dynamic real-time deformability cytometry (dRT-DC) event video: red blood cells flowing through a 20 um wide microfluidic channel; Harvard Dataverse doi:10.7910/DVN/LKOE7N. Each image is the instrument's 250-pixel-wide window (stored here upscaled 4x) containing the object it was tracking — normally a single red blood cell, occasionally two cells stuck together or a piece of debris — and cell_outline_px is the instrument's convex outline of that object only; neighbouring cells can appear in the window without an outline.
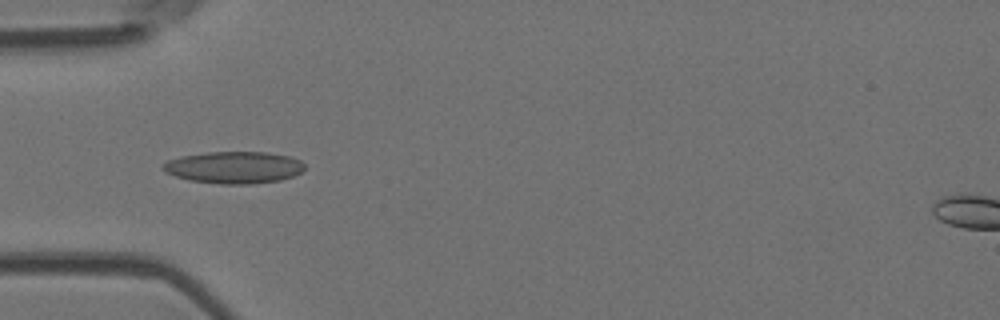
{"species": "Egyptian fruit bat (a non-hibernating species)", "species_latin": "Rousettus aegyptiacus", "temperature_condition": "room temperature", "stored_images_in_passage": 8, "camera_frame_rate_fps": 3000, "um_per_image_px": 0.085, "animal": {"sex": "female"}, "frame": {"image": 1, "passage_image": 5, "time_ms": 4.667, "image_size_px": [1000, 320], "cell_outline_px": [[304, 168], [300, 172], [292, 176], [280, 180], [252, 184], [220, 184], [188, 180], [164, 172], [160, 168], [160, 164], [168, 160], [180, 156], [208, 152], [268, 152], [288, 156], [300, 160], [304, 164]], "centroid_in_image_um": [19.83, 14.23], "position_along_channel_um": 65.2, "area_um2": 26.53}}
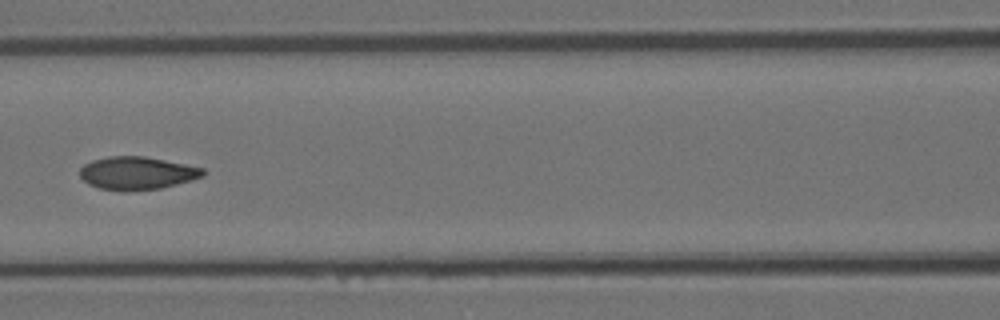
{"frame": {"image": 2, "passage_image": 7, "time_ms": 7.0, "image_size_px": [1000, 320], "cell_outline_px": [[204, 176], [192, 180], [160, 188], [124, 192], [100, 188], [88, 184], [80, 176], [80, 168], [84, 164], [92, 160], [108, 156], [144, 156], [204, 168]], "centroid_in_image_um": [11.62, 14.72], "position_along_channel_um": 155.0, "area_um2": 23.64}}
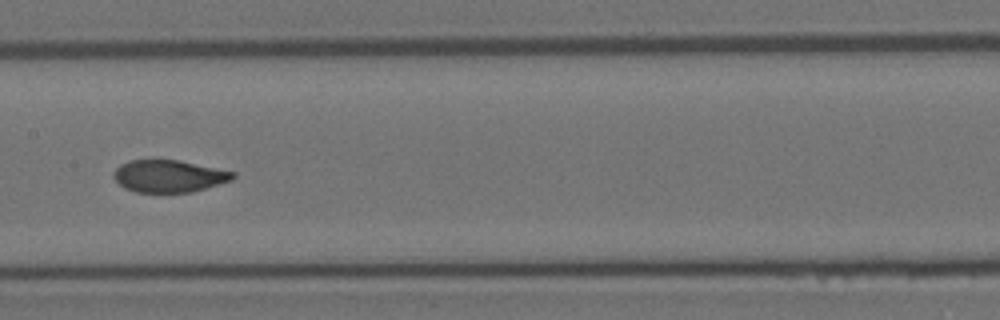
{"frame": {"image": 3, "passage_image": 8, "time_ms": 8.0, "image_size_px": [1000, 320], "cell_outline_px": [[236, 176], [232, 180], [192, 192], [136, 192], [124, 188], [112, 176], [112, 172], [120, 164], [128, 160], [176, 160], [236, 172]], "centroid_in_image_um": [14.33, 14.97], "position_along_channel_um": 193.1, "area_um2": 22.31}}